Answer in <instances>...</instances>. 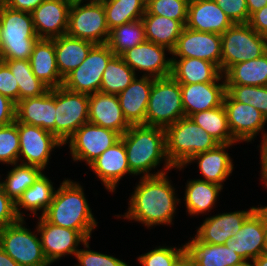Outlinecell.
<instances>
[{
  "label": "cell",
  "instance_id": "7dc6e473",
  "mask_svg": "<svg viewBox=\"0 0 267 266\" xmlns=\"http://www.w3.org/2000/svg\"><path fill=\"white\" fill-rule=\"evenodd\" d=\"M224 13L235 23H248L249 13L246 0H214Z\"/></svg>",
  "mask_w": 267,
  "mask_h": 266
},
{
  "label": "cell",
  "instance_id": "c3c4849f",
  "mask_svg": "<svg viewBox=\"0 0 267 266\" xmlns=\"http://www.w3.org/2000/svg\"><path fill=\"white\" fill-rule=\"evenodd\" d=\"M0 94L17 103L19 101V87L9 67L0 61Z\"/></svg>",
  "mask_w": 267,
  "mask_h": 266
},
{
  "label": "cell",
  "instance_id": "d6a6232c",
  "mask_svg": "<svg viewBox=\"0 0 267 266\" xmlns=\"http://www.w3.org/2000/svg\"><path fill=\"white\" fill-rule=\"evenodd\" d=\"M146 40L164 46L172 51L184 26L178 21L164 16L144 14Z\"/></svg>",
  "mask_w": 267,
  "mask_h": 266
},
{
  "label": "cell",
  "instance_id": "3957f363",
  "mask_svg": "<svg viewBox=\"0 0 267 266\" xmlns=\"http://www.w3.org/2000/svg\"><path fill=\"white\" fill-rule=\"evenodd\" d=\"M91 210L81 185L65 179L43 217L56 226L77 230L90 240L98 223Z\"/></svg>",
  "mask_w": 267,
  "mask_h": 266
},
{
  "label": "cell",
  "instance_id": "e0dca14e",
  "mask_svg": "<svg viewBox=\"0 0 267 266\" xmlns=\"http://www.w3.org/2000/svg\"><path fill=\"white\" fill-rule=\"evenodd\" d=\"M223 106L227 114L230 132L237 142H250L260 131L264 130L267 119L252 105L234 101L226 93Z\"/></svg>",
  "mask_w": 267,
  "mask_h": 266
},
{
  "label": "cell",
  "instance_id": "816d5d0a",
  "mask_svg": "<svg viewBox=\"0 0 267 266\" xmlns=\"http://www.w3.org/2000/svg\"><path fill=\"white\" fill-rule=\"evenodd\" d=\"M248 25L267 38V5L250 16Z\"/></svg>",
  "mask_w": 267,
  "mask_h": 266
},
{
  "label": "cell",
  "instance_id": "ffe728a7",
  "mask_svg": "<svg viewBox=\"0 0 267 266\" xmlns=\"http://www.w3.org/2000/svg\"><path fill=\"white\" fill-rule=\"evenodd\" d=\"M223 74L211 83L180 84L183 110L186 117L197 112L210 110L223 105L226 85ZM222 81V83H218Z\"/></svg>",
  "mask_w": 267,
  "mask_h": 266
},
{
  "label": "cell",
  "instance_id": "4dcf8cb0",
  "mask_svg": "<svg viewBox=\"0 0 267 266\" xmlns=\"http://www.w3.org/2000/svg\"><path fill=\"white\" fill-rule=\"evenodd\" d=\"M172 58L171 76L179 84L211 83L222 73L220 69L207 60L199 58Z\"/></svg>",
  "mask_w": 267,
  "mask_h": 266
},
{
  "label": "cell",
  "instance_id": "db71d44e",
  "mask_svg": "<svg viewBox=\"0 0 267 266\" xmlns=\"http://www.w3.org/2000/svg\"><path fill=\"white\" fill-rule=\"evenodd\" d=\"M262 142L260 148V158H261V176L262 181L265 183V187H267V133H262Z\"/></svg>",
  "mask_w": 267,
  "mask_h": 266
},
{
  "label": "cell",
  "instance_id": "d590c367",
  "mask_svg": "<svg viewBox=\"0 0 267 266\" xmlns=\"http://www.w3.org/2000/svg\"><path fill=\"white\" fill-rule=\"evenodd\" d=\"M190 118L219 144L237 142L230 132L224 106L192 114Z\"/></svg>",
  "mask_w": 267,
  "mask_h": 266
},
{
  "label": "cell",
  "instance_id": "d4e9b609",
  "mask_svg": "<svg viewBox=\"0 0 267 266\" xmlns=\"http://www.w3.org/2000/svg\"><path fill=\"white\" fill-rule=\"evenodd\" d=\"M89 166L110 192L115 191L125 174L134 175L128 166L125 145L121 139Z\"/></svg>",
  "mask_w": 267,
  "mask_h": 266
},
{
  "label": "cell",
  "instance_id": "7a4b0ae2",
  "mask_svg": "<svg viewBox=\"0 0 267 266\" xmlns=\"http://www.w3.org/2000/svg\"><path fill=\"white\" fill-rule=\"evenodd\" d=\"M125 145L127 162L134 175L157 176L168 173L174 168L166 154L165 130L147 125H131L120 137ZM165 161L164 170L156 173L150 171Z\"/></svg>",
  "mask_w": 267,
  "mask_h": 266
},
{
  "label": "cell",
  "instance_id": "8fae6325",
  "mask_svg": "<svg viewBox=\"0 0 267 266\" xmlns=\"http://www.w3.org/2000/svg\"><path fill=\"white\" fill-rule=\"evenodd\" d=\"M114 55L107 44H95L82 64L63 79L62 86L87 95L100 91L103 72Z\"/></svg>",
  "mask_w": 267,
  "mask_h": 266
},
{
  "label": "cell",
  "instance_id": "30bf717a",
  "mask_svg": "<svg viewBox=\"0 0 267 266\" xmlns=\"http://www.w3.org/2000/svg\"><path fill=\"white\" fill-rule=\"evenodd\" d=\"M89 95L55 88V136L64 144L88 122Z\"/></svg>",
  "mask_w": 267,
  "mask_h": 266
},
{
  "label": "cell",
  "instance_id": "be15d7a7",
  "mask_svg": "<svg viewBox=\"0 0 267 266\" xmlns=\"http://www.w3.org/2000/svg\"><path fill=\"white\" fill-rule=\"evenodd\" d=\"M70 3H75V2H84V0H66Z\"/></svg>",
  "mask_w": 267,
  "mask_h": 266
},
{
  "label": "cell",
  "instance_id": "52a82bcc",
  "mask_svg": "<svg viewBox=\"0 0 267 266\" xmlns=\"http://www.w3.org/2000/svg\"><path fill=\"white\" fill-rule=\"evenodd\" d=\"M221 73L240 62L261 57L267 52V38L248 23H235L221 34Z\"/></svg>",
  "mask_w": 267,
  "mask_h": 266
},
{
  "label": "cell",
  "instance_id": "83f0119b",
  "mask_svg": "<svg viewBox=\"0 0 267 266\" xmlns=\"http://www.w3.org/2000/svg\"><path fill=\"white\" fill-rule=\"evenodd\" d=\"M185 248L194 266H237L245 261L231 244H208L193 237L185 244Z\"/></svg>",
  "mask_w": 267,
  "mask_h": 266
},
{
  "label": "cell",
  "instance_id": "ee69618b",
  "mask_svg": "<svg viewBox=\"0 0 267 266\" xmlns=\"http://www.w3.org/2000/svg\"><path fill=\"white\" fill-rule=\"evenodd\" d=\"M189 0H151L145 14H153L178 20L183 26L187 21Z\"/></svg>",
  "mask_w": 267,
  "mask_h": 266
},
{
  "label": "cell",
  "instance_id": "6f0895ef",
  "mask_svg": "<svg viewBox=\"0 0 267 266\" xmlns=\"http://www.w3.org/2000/svg\"><path fill=\"white\" fill-rule=\"evenodd\" d=\"M173 266H194L192 258L185 251L173 264Z\"/></svg>",
  "mask_w": 267,
  "mask_h": 266
},
{
  "label": "cell",
  "instance_id": "2e32d148",
  "mask_svg": "<svg viewBox=\"0 0 267 266\" xmlns=\"http://www.w3.org/2000/svg\"><path fill=\"white\" fill-rule=\"evenodd\" d=\"M165 50L171 54L168 48L146 40L120 56L134 72L143 71V76L161 78L171 75L172 58H165Z\"/></svg>",
  "mask_w": 267,
  "mask_h": 266
},
{
  "label": "cell",
  "instance_id": "484cf974",
  "mask_svg": "<svg viewBox=\"0 0 267 266\" xmlns=\"http://www.w3.org/2000/svg\"><path fill=\"white\" fill-rule=\"evenodd\" d=\"M153 78L137 76L131 84L117 94L124 117L130 125H145L148 100L152 89Z\"/></svg>",
  "mask_w": 267,
  "mask_h": 266
},
{
  "label": "cell",
  "instance_id": "f35d334b",
  "mask_svg": "<svg viewBox=\"0 0 267 266\" xmlns=\"http://www.w3.org/2000/svg\"><path fill=\"white\" fill-rule=\"evenodd\" d=\"M136 75L121 56L114 55L103 72L100 92L117 95L131 84Z\"/></svg>",
  "mask_w": 267,
  "mask_h": 266
},
{
  "label": "cell",
  "instance_id": "e7e4bbea",
  "mask_svg": "<svg viewBox=\"0 0 267 266\" xmlns=\"http://www.w3.org/2000/svg\"><path fill=\"white\" fill-rule=\"evenodd\" d=\"M149 1H151V0H144L145 4H147Z\"/></svg>",
  "mask_w": 267,
  "mask_h": 266
},
{
  "label": "cell",
  "instance_id": "94428289",
  "mask_svg": "<svg viewBox=\"0 0 267 266\" xmlns=\"http://www.w3.org/2000/svg\"><path fill=\"white\" fill-rule=\"evenodd\" d=\"M237 266H255V263L253 260H252V264H251V262H249V260H245L243 263H241Z\"/></svg>",
  "mask_w": 267,
  "mask_h": 266
},
{
  "label": "cell",
  "instance_id": "5b68a950",
  "mask_svg": "<svg viewBox=\"0 0 267 266\" xmlns=\"http://www.w3.org/2000/svg\"><path fill=\"white\" fill-rule=\"evenodd\" d=\"M2 52L0 60H29L39 39L31 13L14 10L0 0Z\"/></svg>",
  "mask_w": 267,
  "mask_h": 266
},
{
  "label": "cell",
  "instance_id": "7c38bea8",
  "mask_svg": "<svg viewBox=\"0 0 267 266\" xmlns=\"http://www.w3.org/2000/svg\"><path fill=\"white\" fill-rule=\"evenodd\" d=\"M120 137L121 135L114 130L87 122L64 145L69 143L74 161H85L89 166L108 148L116 144Z\"/></svg>",
  "mask_w": 267,
  "mask_h": 266
},
{
  "label": "cell",
  "instance_id": "b9f144b4",
  "mask_svg": "<svg viewBox=\"0 0 267 266\" xmlns=\"http://www.w3.org/2000/svg\"><path fill=\"white\" fill-rule=\"evenodd\" d=\"M226 93L234 101L252 105L267 119V86L226 85Z\"/></svg>",
  "mask_w": 267,
  "mask_h": 266
},
{
  "label": "cell",
  "instance_id": "11a10c76",
  "mask_svg": "<svg viewBox=\"0 0 267 266\" xmlns=\"http://www.w3.org/2000/svg\"><path fill=\"white\" fill-rule=\"evenodd\" d=\"M246 2H247L249 18L253 13L259 11L260 9H262L264 6L267 5V0H246Z\"/></svg>",
  "mask_w": 267,
  "mask_h": 266
},
{
  "label": "cell",
  "instance_id": "6da1fadb",
  "mask_svg": "<svg viewBox=\"0 0 267 266\" xmlns=\"http://www.w3.org/2000/svg\"><path fill=\"white\" fill-rule=\"evenodd\" d=\"M166 174L140 177L124 218L145 224L148 228L172 224L180 199L176 198L175 188Z\"/></svg>",
  "mask_w": 267,
  "mask_h": 266
},
{
  "label": "cell",
  "instance_id": "91938a15",
  "mask_svg": "<svg viewBox=\"0 0 267 266\" xmlns=\"http://www.w3.org/2000/svg\"><path fill=\"white\" fill-rule=\"evenodd\" d=\"M265 240H266V252H267V206H265Z\"/></svg>",
  "mask_w": 267,
  "mask_h": 266
},
{
  "label": "cell",
  "instance_id": "60d3db41",
  "mask_svg": "<svg viewBox=\"0 0 267 266\" xmlns=\"http://www.w3.org/2000/svg\"><path fill=\"white\" fill-rule=\"evenodd\" d=\"M3 61L14 75L19 87V101L44 94L49 88L32 72L29 60Z\"/></svg>",
  "mask_w": 267,
  "mask_h": 266
},
{
  "label": "cell",
  "instance_id": "8d00e7d4",
  "mask_svg": "<svg viewBox=\"0 0 267 266\" xmlns=\"http://www.w3.org/2000/svg\"><path fill=\"white\" fill-rule=\"evenodd\" d=\"M102 3L109 30L142 19L146 12L144 0H105Z\"/></svg>",
  "mask_w": 267,
  "mask_h": 266
},
{
  "label": "cell",
  "instance_id": "f907efd6",
  "mask_svg": "<svg viewBox=\"0 0 267 266\" xmlns=\"http://www.w3.org/2000/svg\"><path fill=\"white\" fill-rule=\"evenodd\" d=\"M16 121V103L0 94V127Z\"/></svg>",
  "mask_w": 267,
  "mask_h": 266
},
{
  "label": "cell",
  "instance_id": "f5cc1de1",
  "mask_svg": "<svg viewBox=\"0 0 267 266\" xmlns=\"http://www.w3.org/2000/svg\"><path fill=\"white\" fill-rule=\"evenodd\" d=\"M1 1L11 9L31 13L44 0H1Z\"/></svg>",
  "mask_w": 267,
  "mask_h": 266
},
{
  "label": "cell",
  "instance_id": "603a6c76",
  "mask_svg": "<svg viewBox=\"0 0 267 266\" xmlns=\"http://www.w3.org/2000/svg\"><path fill=\"white\" fill-rule=\"evenodd\" d=\"M55 88L37 97L16 103V120L51 132L55 135Z\"/></svg>",
  "mask_w": 267,
  "mask_h": 266
},
{
  "label": "cell",
  "instance_id": "f1b7e54d",
  "mask_svg": "<svg viewBox=\"0 0 267 266\" xmlns=\"http://www.w3.org/2000/svg\"><path fill=\"white\" fill-rule=\"evenodd\" d=\"M29 61L33 74L49 89L62 86L63 79L58 71L53 39H38Z\"/></svg>",
  "mask_w": 267,
  "mask_h": 266
},
{
  "label": "cell",
  "instance_id": "680465c9",
  "mask_svg": "<svg viewBox=\"0 0 267 266\" xmlns=\"http://www.w3.org/2000/svg\"><path fill=\"white\" fill-rule=\"evenodd\" d=\"M253 261L255 263V266H267V252L259 255Z\"/></svg>",
  "mask_w": 267,
  "mask_h": 266
},
{
  "label": "cell",
  "instance_id": "44dd1931",
  "mask_svg": "<svg viewBox=\"0 0 267 266\" xmlns=\"http://www.w3.org/2000/svg\"><path fill=\"white\" fill-rule=\"evenodd\" d=\"M257 208L250 207L248 211L224 212L210 216L198 227L195 237L203 243L224 245L238 233L244 221Z\"/></svg>",
  "mask_w": 267,
  "mask_h": 266
},
{
  "label": "cell",
  "instance_id": "74e56055",
  "mask_svg": "<svg viewBox=\"0 0 267 266\" xmlns=\"http://www.w3.org/2000/svg\"><path fill=\"white\" fill-rule=\"evenodd\" d=\"M146 41L145 26L142 19L134 20L110 30L107 45L115 55Z\"/></svg>",
  "mask_w": 267,
  "mask_h": 266
},
{
  "label": "cell",
  "instance_id": "7bdbcfd3",
  "mask_svg": "<svg viewBox=\"0 0 267 266\" xmlns=\"http://www.w3.org/2000/svg\"><path fill=\"white\" fill-rule=\"evenodd\" d=\"M18 121L0 127V163L13 165L19 161Z\"/></svg>",
  "mask_w": 267,
  "mask_h": 266
},
{
  "label": "cell",
  "instance_id": "bcb514c9",
  "mask_svg": "<svg viewBox=\"0 0 267 266\" xmlns=\"http://www.w3.org/2000/svg\"><path fill=\"white\" fill-rule=\"evenodd\" d=\"M78 264L75 266H129L124 261L93 250L79 249L75 254Z\"/></svg>",
  "mask_w": 267,
  "mask_h": 266
},
{
  "label": "cell",
  "instance_id": "9f6ffc18",
  "mask_svg": "<svg viewBox=\"0 0 267 266\" xmlns=\"http://www.w3.org/2000/svg\"><path fill=\"white\" fill-rule=\"evenodd\" d=\"M0 266H20L0 247Z\"/></svg>",
  "mask_w": 267,
  "mask_h": 266
},
{
  "label": "cell",
  "instance_id": "ba28073f",
  "mask_svg": "<svg viewBox=\"0 0 267 266\" xmlns=\"http://www.w3.org/2000/svg\"><path fill=\"white\" fill-rule=\"evenodd\" d=\"M24 219L0 229V247L20 266H50L40 238L23 226Z\"/></svg>",
  "mask_w": 267,
  "mask_h": 266
},
{
  "label": "cell",
  "instance_id": "277c9868",
  "mask_svg": "<svg viewBox=\"0 0 267 266\" xmlns=\"http://www.w3.org/2000/svg\"><path fill=\"white\" fill-rule=\"evenodd\" d=\"M164 130L167 158L174 168L183 167L194 155L219 144L190 117H182Z\"/></svg>",
  "mask_w": 267,
  "mask_h": 266
},
{
  "label": "cell",
  "instance_id": "1f68e13d",
  "mask_svg": "<svg viewBox=\"0 0 267 266\" xmlns=\"http://www.w3.org/2000/svg\"><path fill=\"white\" fill-rule=\"evenodd\" d=\"M223 76L225 85L267 86V52L259 58L230 66Z\"/></svg>",
  "mask_w": 267,
  "mask_h": 266
},
{
  "label": "cell",
  "instance_id": "f546056e",
  "mask_svg": "<svg viewBox=\"0 0 267 266\" xmlns=\"http://www.w3.org/2000/svg\"><path fill=\"white\" fill-rule=\"evenodd\" d=\"M58 71L64 79L75 70L87 57L95 45L88 40L75 38L64 34L53 39Z\"/></svg>",
  "mask_w": 267,
  "mask_h": 266
},
{
  "label": "cell",
  "instance_id": "5bb4252c",
  "mask_svg": "<svg viewBox=\"0 0 267 266\" xmlns=\"http://www.w3.org/2000/svg\"><path fill=\"white\" fill-rule=\"evenodd\" d=\"M37 223L43 253L50 264L65 255L75 256L80 242L85 248H90L89 240L77 230L56 226L49 223L43 216L39 217Z\"/></svg>",
  "mask_w": 267,
  "mask_h": 266
},
{
  "label": "cell",
  "instance_id": "681fc988",
  "mask_svg": "<svg viewBox=\"0 0 267 266\" xmlns=\"http://www.w3.org/2000/svg\"><path fill=\"white\" fill-rule=\"evenodd\" d=\"M20 218L16 213L15 202L5 193L0 185V229L18 222Z\"/></svg>",
  "mask_w": 267,
  "mask_h": 266
},
{
  "label": "cell",
  "instance_id": "ac0fdd59",
  "mask_svg": "<svg viewBox=\"0 0 267 266\" xmlns=\"http://www.w3.org/2000/svg\"><path fill=\"white\" fill-rule=\"evenodd\" d=\"M258 207L243 223L234 237L226 244H231L234 251L244 260H254L266 253L265 206Z\"/></svg>",
  "mask_w": 267,
  "mask_h": 266
},
{
  "label": "cell",
  "instance_id": "836d02e7",
  "mask_svg": "<svg viewBox=\"0 0 267 266\" xmlns=\"http://www.w3.org/2000/svg\"><path fill=\"white\" fill-rule=\"evenodd\" d=\"M185 189L184 201L187 212L195 216L211 211L223 187L215 183L194 179L187 181Z\"/></svg>",
  "mask_w": 267,
  "mask_h": 266
},
{
  "label": "cell",
  "instance_id": "7402d4cb",
  "mask_svg": "<svg viewBox=\"0 0 267 266\" xmlns=\"http://www.w3.org/2000/svg\"><path fill=\"white\" fill-rule=\"evenodd\" d=\"M88 122L116 131L121 136L131 127L124 117L116 94L89 95Z\"/></svg>",
  "mask_w": 267,
  "mask_h": 266
},
{
  "label": "cell",
  "instance_id": "9a60e30c",
  "mask_svg": "<svg viewBox=\"0 0 267 266\" xmlns=\"http://www.w3.org/2000/svg\"><path fill=\"white\" fill-rule=\"evenodd\" d=\"M172 58H199L214 63L221 71V35L200 32L184 26L175 48L171 51Z\"/></svg>",
  "mask_w": 267,
  "mask_h": 266
},
{
  "label": "cell",
  "instance_id": "4fadbf2b",
  "mask_svg": "<svg viewBox=\"0 0 267 266\" xmlns=\"http://www.w3.org/2000/svg\"><path fill=\"white\" fill-rule=\"evenodd\" d=\"M18 133L20 139L18 162L35 165L43 170L48 165L53 149L64 145L55 135L41 127L18 122Z\"/></svg>",
  "mask_w": 267,
  "mask_h": 266
},
{
  "label": "cell",
  "instance_id": "f6af8a7d",
  "mask_svg": "<svg viewBox=\"0 0 267 266\" xmlns=\"http://www.w3.org/2000/svg\"><path fill=\"white\" fill-rule=\"evenodd\" d=\"M186 251L185 244L180 248L158 246L141 254L137 259L142 266H173L174 262Z\"/></svg>",
  "mask_w": 267,
  "mask_h": 266
},
{
  "label": "cell",
  "instance_id": "ab89813d",
  "mask_svg": "<svg viewBox=\"0 0 267 266\" xmlns=\"http://www.w3.org/2000/svg\"><path fill=\"white\" fill-rule=\"evenodd\" d=\"M5 181H1L5 193L10 199L16 202L19 197L32 186L44 171L35 165L13 164Z\"/></svg>",
  "mask_w": 267,
  "mask_h": 266
},
{
  "label": "cell",
  "instance_id": "8992f818",
  "mask_svg": "<svg viewBox=\"0 0 267 266\" xmlns=\"http://www.w3.org/2000/svg\"><path fill=\"white\" fill-rule=\"evenodd\" d=\"M185 117L180 84L170 75L153 78L145 125L165 129Z\"/></svg>",
  "mask_w": 267,
  "mask_h": 266
},
{
  "label": "cell",
  "instance_id": "e575fe53",
  "mask_svg": "<svg viewBox=\"0 0 267 266\" xmlns=\"http://www.w3.org/2000/svg\"><path fill=\"white\" fill-rule=\"evenodd\" d=\"M55 191L51 180L42 174L15 202L18 217L24 219L20 208L29 210L31 213L33 212V216L38 215L36 214L38 210H42L41 216H43L53 201Z\"/></svg>",
  "mask_w": 267,
  "mask_h": 266
},
{
  "label": "cell",
  "instance_id": "6125c7cd",
  "mask_svg": "<svg viewBox=\"0 0 267 266\" xmlns=\"http://www.w3.org/2000/svg\"><path fill=\"white\" fill-rule=\"evenodd\" d=\"M2 52V25H1V17H0V55Z\"/></svg>",
  "mask_w": 267,
  "mask_h": 266
},
{
  "label": "cell",
  "instance_id": "9c48e42d",
  "mask_svg": "<svg viewBox=\"0 0 267 266\" xmlns=\"http://www.w3.org/2000/svg\"><path fill=\"white\" fill-rule=\"evenodd\" d=\"M81 3L83 2L70 5L67 34L94 44H107L110 30L102 1L90 0L83 5Z\"/></svg>",
  "mask_w": 267,
  "mask_h": 266
},
{
  "label": "cell",
  "instance_id": "cb8c5ba5",
  "mask_svg": "<svg viewBox=\"0 0 267 266\" xmlns=\"http://www.w3.org/2000/svg\"><path fill=\"white\" fill-rule=\"evenodd\" d=\"M233 24L214 0L189 1L185 27L221 35Z\"/></svg>",
  "mask_w": 267,
  "mask_h": 266
},
{
  "label": "cell",
  "instance_id": "d6986e66",
  "mask_svg": "<svg viewBox=\"0 0 267 266\" xmlns=\"http://www.w3.org/2000/svg\"><path fill=\"white\" fill-rule=\"evenodd\" d=\"M70 5L66 0H44L31 12L39 39H54L67 34Z\"/></svg>",
  "mask_w": 267,
  "mask_h": 266
},
{
  "label": "cell",
  "instance_id": "4316f807",
  "mask_svg": "<svg viewBox=\"0 0 267 266\" xmlns=\"http://www.w3.org/2000/svg\"><path fill=\"white\" fill-rule=\"evenodd\" d=\"M234 144H218L215 148L206 152L194 155L183 167H176L181 170L189 163L197 161L199 171L204 179H199L218 184L223 187V182L232 174L233 160L230 158L226 148Z\"/></svg>",
  "mask_w": 267,
  "mask_h": 266
}]
</instances>
